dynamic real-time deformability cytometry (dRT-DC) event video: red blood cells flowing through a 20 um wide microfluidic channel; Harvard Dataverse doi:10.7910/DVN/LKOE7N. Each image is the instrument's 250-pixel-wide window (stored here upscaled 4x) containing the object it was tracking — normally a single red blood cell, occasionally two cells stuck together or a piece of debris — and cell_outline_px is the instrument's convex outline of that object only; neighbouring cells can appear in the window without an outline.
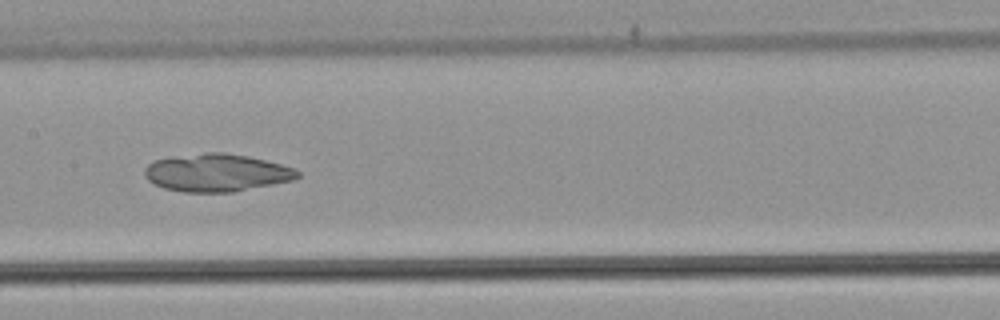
{"species": "common noctule bat (a hibernating species)", "species_latin": "Nyctalus noctula", "temperature_condition": "warm", "stored_images_in_passage": 36, "camera_frame_rate_fps": 3000, "um_per_image_px": 0.085, "animal": {"sex": "male", "body_mass_g": 21.5, "forearm_length_mm": 52.0}, "frame": {"image": 1, "passage_image": 10, "time_ms": 3.0, "image_size_px": [1000, 320], "cell_outline_px": [[300, 176], [296, 180], [232, 192], [184, 192], [164, 188], [152, 184], [144, 176], [144, 168], [148, 164], [156, 160], [176, 156], [204, 152], [224, 152], [248, 156], [280, 164], [292, 168], [300, 172]], "centroid_in_image_um": [18.4, 14.68], "position_along_channel_um": 189.0, "area_um2": 33.7}}
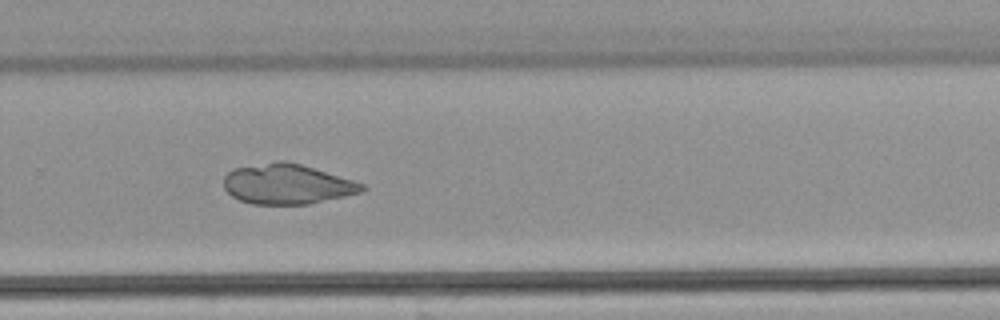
{"frame": {"image": 2, "passage_image": 19, "time_ms": 6.0, "image_size_px": [1000, 320], "cell_outline_px": [[368, 188], [360, 192], [344, 196], [308, 204], [252, 204], [240, 200], [232, 196], [224, 188], [224, 176], [232, 168], [276, 160], [284, 160], [300, 164], [352, 180], [364, 184]], "centroid_in_image_um": [24.36, 15.64], "position_along_channel_um": 305.4, "area_um2": 32.19}}
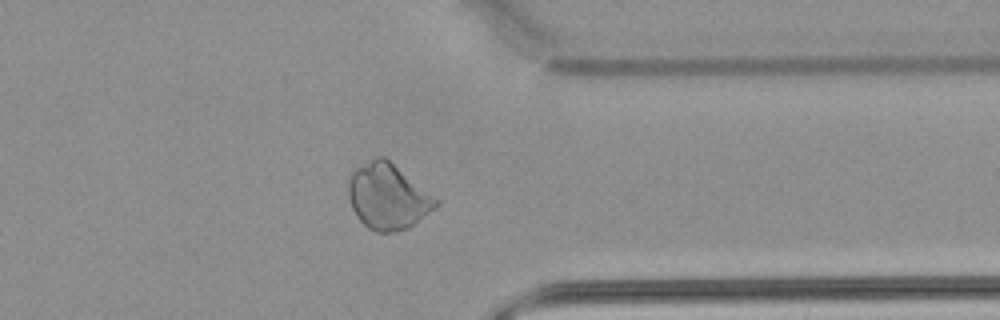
{"frame": {"image": 3, "passage_image": 25, "time_ms": 8.0, "image_size_px": [1000, 320], "cell_outline_px": [[440, 204], [408, 228], [396, 232], [376, 232], [368, 228], [356, 216], [352, 208], [348, 196], [348, 184], [352, 172], [356, 168], [376, 156], [384, 156], [440, 200]], "centroid_in_image_um": [32.96, 16.71], "position_along_channel_um": 378.4, "area_um2": 33.41}}